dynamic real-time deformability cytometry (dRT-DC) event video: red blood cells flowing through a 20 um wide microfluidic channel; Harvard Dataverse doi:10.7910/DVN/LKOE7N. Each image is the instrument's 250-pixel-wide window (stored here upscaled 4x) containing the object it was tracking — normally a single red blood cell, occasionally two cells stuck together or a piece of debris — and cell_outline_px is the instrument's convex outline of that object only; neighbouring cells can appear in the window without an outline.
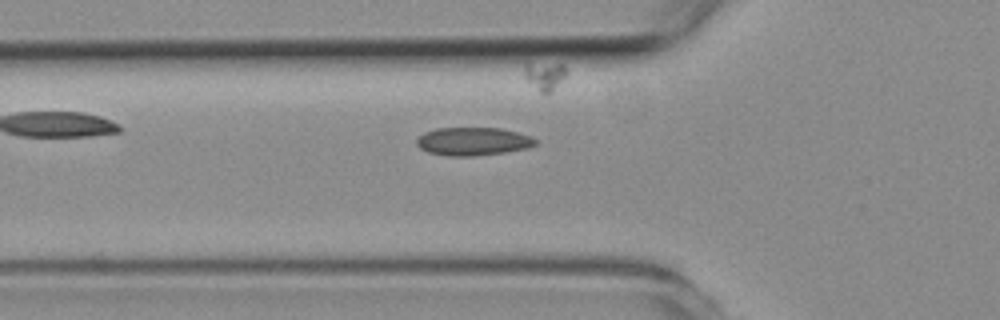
{"species": "common noctule bat (a hibernating species)", "species_latin": "Nyctalus noctula", "temperature_condition": "room temperature", "stored_images_in_passage": 8, "camera_frame_rate_fps": 3000, "um_per_image_px": 0.085, "animal": {"sex": "female", "body_mass_g": 19.3, "forearm_length_mm": 54.1}, "frame": {"image": 1, "passage_image": 5, "time_ms": 4.667, "image_size_px": [1000, 320], "cell_outline_px": [[540, 140], [536, 144], [528, 148], [504, 152], [472, 156], [448, 156], [428, 152], [420, 148], [416, 144], [416, 140], [424, 132], [436, 128], [500, 128], [532, 136]], "centroid_in_image_um": [40.23, 12.01], "position_along_channel_um": 85.6, "area_um2": 19.54}}